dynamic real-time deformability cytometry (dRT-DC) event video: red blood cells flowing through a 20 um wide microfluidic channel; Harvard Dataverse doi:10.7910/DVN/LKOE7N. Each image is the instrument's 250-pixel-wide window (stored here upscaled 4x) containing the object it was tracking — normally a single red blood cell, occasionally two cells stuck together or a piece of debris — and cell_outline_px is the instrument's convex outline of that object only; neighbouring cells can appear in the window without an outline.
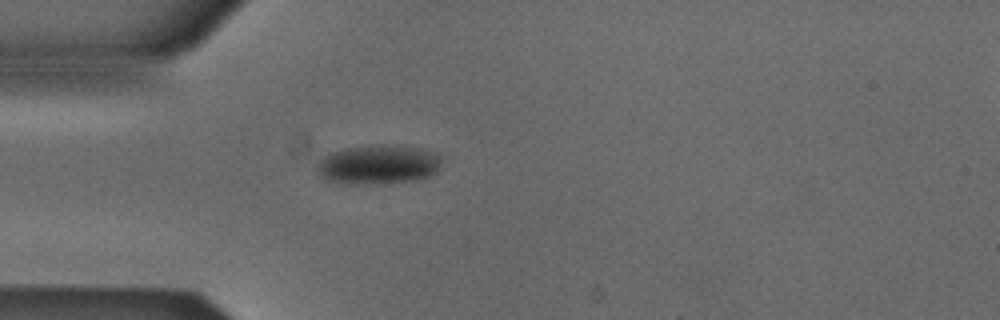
{"species": "Egyptian fruit bat (a non-hibernating species)", "species_latin": "Rousettus aegyptiacus", "temperature_condition": "cold", "stored_images_in_passage": 2, "camera_frame_rate_fps": 3000, "um_per_image_px": 0.085, "animal": {"sex": "male"}, "frame": {"image": 1, "passage_image": 2, "time_ms": 0.333, "image_size_px": [1000, 320], "cell_outline_px": [[444, 156], [436, 172], [428, 176], [416, 180], [384, 184], [348, 184], [328, 180], [320, 176], [316, 168], [320, 160], [324, 156], [332, 152], [344, 148], [380, 144], [420, 148]], "centroid_in_image_um": [32.16, 13.99], "position_along_channel_um": 52.8, "area_um2": 28.73}}